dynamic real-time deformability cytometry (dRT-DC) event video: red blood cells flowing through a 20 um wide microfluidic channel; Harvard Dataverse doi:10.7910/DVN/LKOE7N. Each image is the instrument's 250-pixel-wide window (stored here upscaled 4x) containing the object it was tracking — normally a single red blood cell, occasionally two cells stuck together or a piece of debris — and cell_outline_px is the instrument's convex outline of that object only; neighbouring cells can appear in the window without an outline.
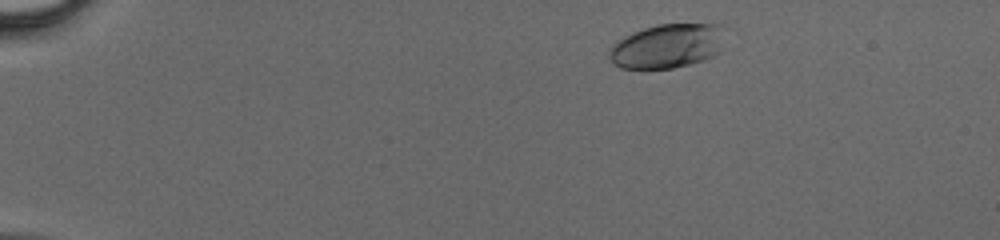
{"species": "human", "species_latin": "Homo sapiens", "temperature_condition": "cold", "stored_images_in_passage": 41, "camera_frame_rate_fps": 3000, "um_per_image_px": 0.085, "donor": {"sex": "male"}, "frame": {"image": 1, "passage_image": 3, "time_ms": 0.667, "image_size_px": [1000, 240], "cell_outline_px": [[720, 52], [704, 60], [672, 68], [620, 68], [608, 56], [612, 44], [624, 36], [644, 28], [660, 24], [716, 24]], "centroid_in_image_um": [56.6, 3.93], "position_along_channel_um": 28.4, "area_um2": 28.84}}
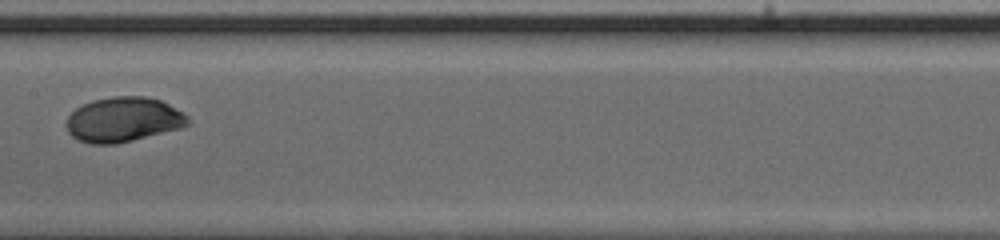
{"frame": {"image": 2, "passage_image": 21, "time_ms": 6.667, "image_size_px": [1000, 240], "cell_outline_px": [[192, 124], [184, 128], [116, 144], [92, 144], [80, 140], [72, 136], [68, 132], [64, 124], [68, 116], [76, 108], [92, 100], [112, 96], [148, 96], [160, 100], [184, 112], [192, 120]], "centroid_in_image_um": [10.53, 10.16], "position_along_channel_um": 196.9, "area_um2": 32.25}}
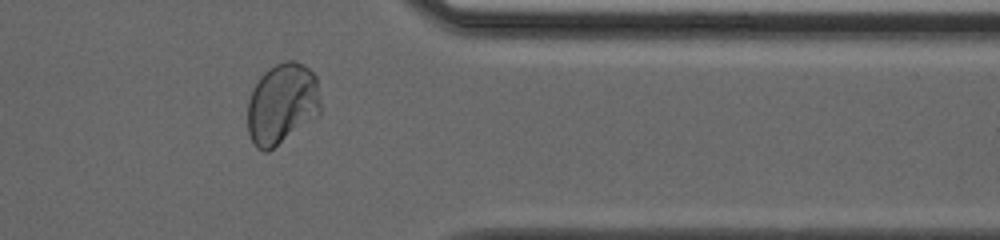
{"frame": {"image": 3, "passage_image": 34, "time_ms": 11.0, "image_size_px": [1000, 240], "cell_outline_px": [[320, 112], [312, 120], [268, 152], [264, 152], [256, 148], [248, 132], [248, 100], [260, 76], [268, 68], [284, 60], [292, 60], [304, 64], [316, 76], [320, 104]], "centroid_in_image_um": [23.96, 8.82], "position_along_channel_um": 387.4, "area_um2": 34.39}}